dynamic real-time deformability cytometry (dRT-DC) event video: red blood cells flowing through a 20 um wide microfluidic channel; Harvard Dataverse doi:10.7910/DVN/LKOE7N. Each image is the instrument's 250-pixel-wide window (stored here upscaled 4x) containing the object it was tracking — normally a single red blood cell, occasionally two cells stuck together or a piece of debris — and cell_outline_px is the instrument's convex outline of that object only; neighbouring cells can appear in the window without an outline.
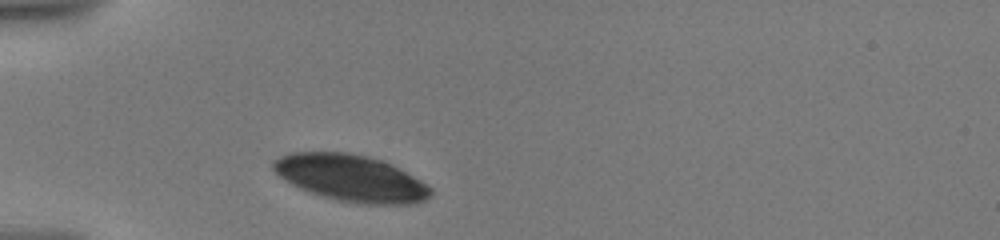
{"species": "human", "species_latin": "Homo sapiens", "temperature_condition": "warm", "stored_images_in_passage": 4, "camera_frame_rate_fps": 3000, "um_per_image_px": 0.085, "donor": {"sex": "male"}, "frame": {"image": 1, "passage_image": 1, "time_ms": 0.0, "image_size_px": [1000, 240], "cell_outline_px": [[432, 196], [424, 200], [412, 204], [360, 204], [336, 200], [320, 196], [300, 188], [292, 184], [280, 176], [272, 168], [272, 160], [288, 152], [348, 152], [368, 156], [392, 164], [420, 180], [432, 188]], "centroid_in_image_um": [29.82, 15.13], "position_along_channel_um": 55.2, "area_um2": 42.89}}